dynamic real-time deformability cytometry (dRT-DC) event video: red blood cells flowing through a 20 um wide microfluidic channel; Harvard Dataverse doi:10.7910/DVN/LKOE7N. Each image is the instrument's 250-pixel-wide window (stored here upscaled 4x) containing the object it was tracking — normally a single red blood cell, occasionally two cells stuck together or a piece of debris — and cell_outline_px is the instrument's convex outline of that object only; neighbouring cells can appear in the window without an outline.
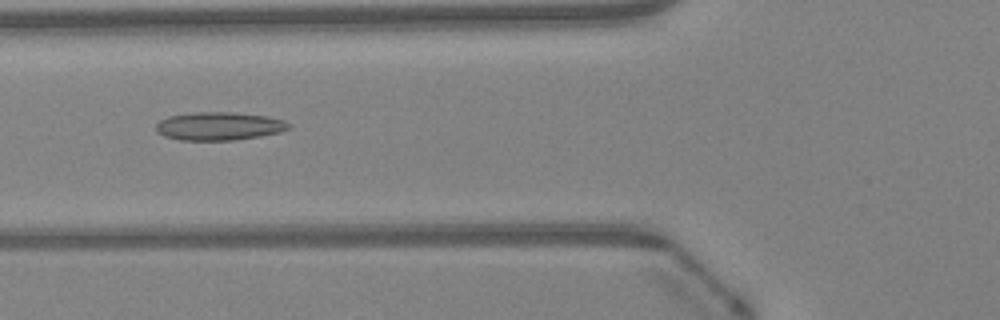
{"species": "Egyptian fruit bat (a non-hibernating species)", "species_latin": "Rousettus aegyptiacus", "temperature_condition": "warm", "stored_images_in_passage": 47, "camera_frame_rate_fps": 3000, "um_per_image_px": 0.085, "animal": {"sex": "female"}, "frame": {"image": 1, "passage_image": 18, "time_ms": 5.667, "image_size_px": [1000, 320], "cell_outline_px": [[292, 128], [280, 132], [260, 136], [232, 140], [180, 140], [164, 136], [156, 132], [156, 124], [160, 120], [168, 116], [200, 112], [232, 112], [268, 116], [284, 120], [292, 124]], "centroid_in_image_um": [18.65, 10.72], "position_along_channel_um": 107.1, "area_um2": 21.91}}
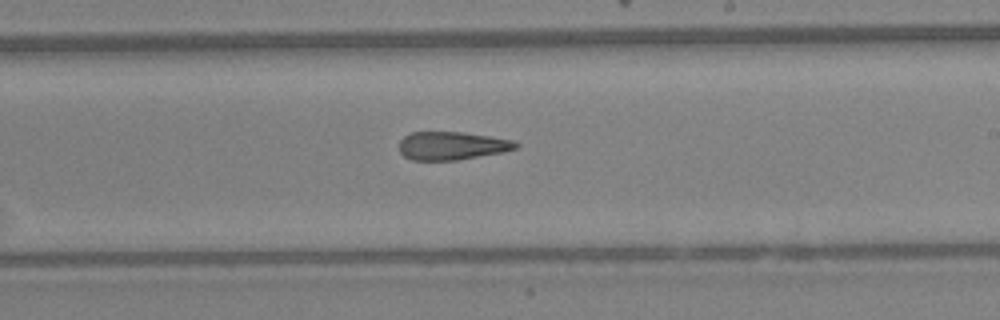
{"frame": {"image": 2, "passage_image": 28, "time_ms": 9.0, "image_size_px": [1000, 320], "cell_outline_px": [[520, 144], [516, 148], [504, 152], [456, 160], [412, 160], [404, 156], [400, 152], [400, 140], [404, 136], [412, 132], [460, 132], [488, 136], [512, 140]], "centroid_in_image_um": [38.4, 12.39], "position_along_channel_um": 250.6, "area_um2": 19.02}}
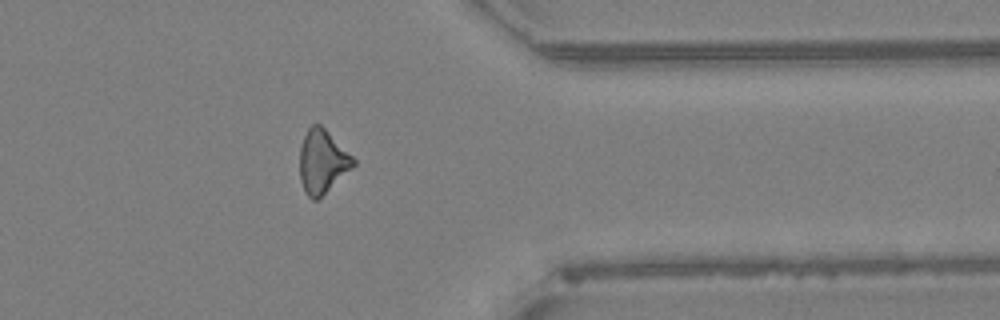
{"frame": {"image": 3, "passage_image": 38, "time_ms": 12.333, "image_size_px": [1000, 320], "cell_outline_px": [[356, 164], [316, 200], [312, 200], [308, 196], [300, 180], [300, 148], [304, 136], [308, 128], [312, 124], [320, 124], [356, 160]], "centroid_in_image_um": [27.38, 13.72], "position_along_channel_um": 384.0, "area_um2": 19.31}, "authors_computed_cell_mechanics": {"area_um2": 20.3456, "velocity_mm_per_s": 4.3314, "shape_relaxation_time_tau1_ms": null, "shape_relaxation_time_tau2_ms": 4.5571, "deformation_change_tau1": null, "deformation_change_tau2": 0.1907}}